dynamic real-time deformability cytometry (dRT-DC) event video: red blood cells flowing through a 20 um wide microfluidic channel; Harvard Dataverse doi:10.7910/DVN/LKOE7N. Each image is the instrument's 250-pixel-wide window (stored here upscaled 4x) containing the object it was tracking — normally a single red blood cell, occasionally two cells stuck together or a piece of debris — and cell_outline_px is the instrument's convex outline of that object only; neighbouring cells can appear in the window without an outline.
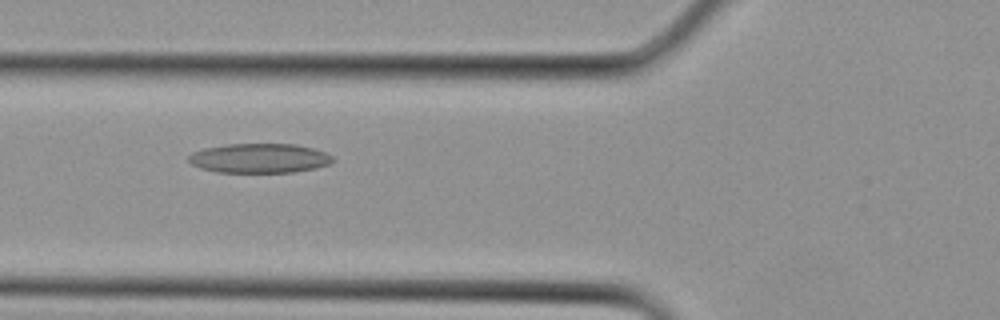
{"species": "Egyptian fruit bat (a non-hibernating species)", "species_latin": "Rousettus aegyptiacus", "temperature_condition": "cold", "stored_images_in_passage": 14, "camera_frame_rate_fps": 3000, "um_per_image_px": 0.085, "animal": {"sex": "female"}, "frame": {"image": 1, "passage_image": 3, "time_ms": 0.667, "image_size_px": [1000, 320], "cell_outline_px": [[336, 160], [328, 164], [316, 168], [292, 172], [216, 172], [200, 168], [192, 164], [188, 160], [188, 156], [192, 152], [204, 148], [228, 144], [296, 144], [312, 148], [324, 152], [332, 156]], "centroid_in_image_um": [22.04, 13.45], "position_along_channel_um": 103.8, "area_um2": 24.74}}
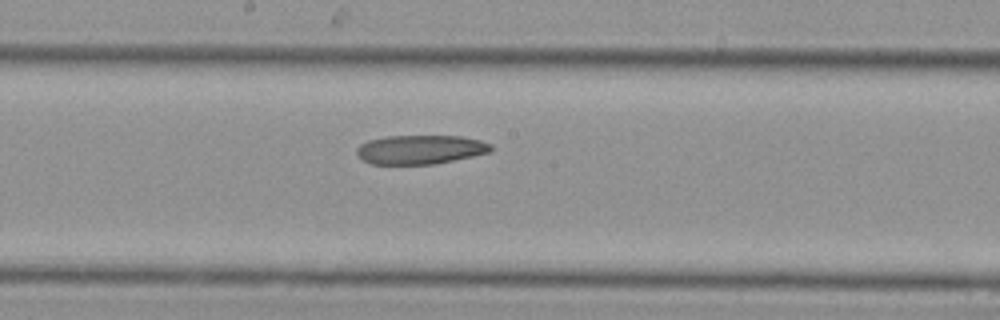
{"frame": {"image": 2, "passage_image": 8, "time_ms": 2.333, "image_size_px": [1000, 320], "cell_outline_px": [[492, 152], [436, 164], [372, 164], [360, 160], [356, 152], [356, 148], [360, 144], [368, 140], [384, 136], [460, 136], [480, 140], [492, 144]], "centroid_in_image_um": [35.71, 12.71], "position_along_channel_um": 212.5, "area_um2": 23.0}}
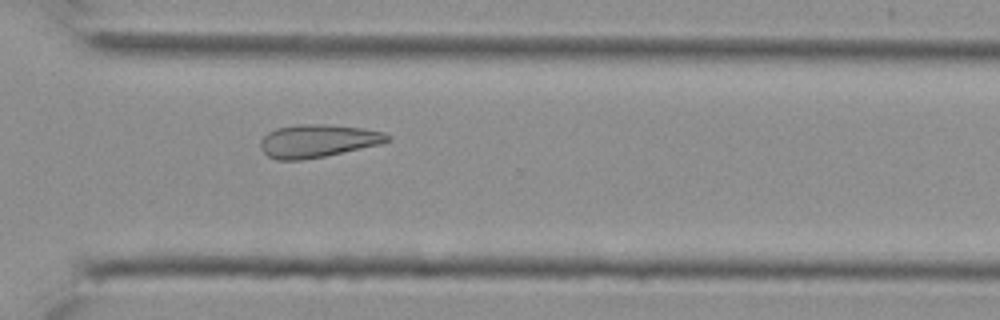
{"frame": {"image": 3, "passage_image": 14, "time_ms": 4.333, "image_size_px": [1000, 320], "cell_outline_px": [[392, 140], [380, 144], [324, 156], [300, 160], [276, 160], [268, 156], [260, 148], [260, 140], [268, 132], [276, 128], [296, 124], [324, 124], [364, 128], [384, 132], [392, 136]], "centroid_in_image_um": [27.01, 11.97], "position_along_channel_um": 343.6, "area_um2": 24.45}}